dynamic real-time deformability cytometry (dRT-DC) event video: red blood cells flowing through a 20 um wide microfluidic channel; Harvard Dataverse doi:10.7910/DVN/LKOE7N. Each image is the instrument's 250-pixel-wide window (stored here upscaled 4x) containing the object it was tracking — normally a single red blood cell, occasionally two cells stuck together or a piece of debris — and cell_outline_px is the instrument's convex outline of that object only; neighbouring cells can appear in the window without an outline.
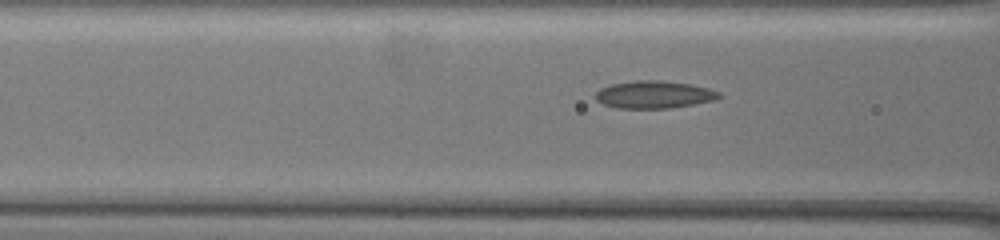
{"species": "common noctule bat (a hibernating species)", "species_latin": "Nyctalus noctula", "temperature_condition": "warm", "stored_images_in_passage": 15, "camera_frame_rate_fps": 3000, "um_per_image_px": 0.085, "animal": {"sex": "female", "body_mass_g": 19.5, "forearm_length_mm": 54.1}, "frame": {"image": 1, "passage_image": 9, "time_ms": 2.667, "image_size_px": [1000, 240], "cell_outline_px": [[724, 96], [716, 100], [668, 108], [616, 108], [604, 104], [596, 100], [596, 92], [600, 88], [612, 84], [632, 80], [660, 80], [692, 84], [708, 88], [720, 92]], "centroid_in_image_um": [55.62, 8.03], "position_along_channel_um": 111.0, "area_um2": 19.88}}
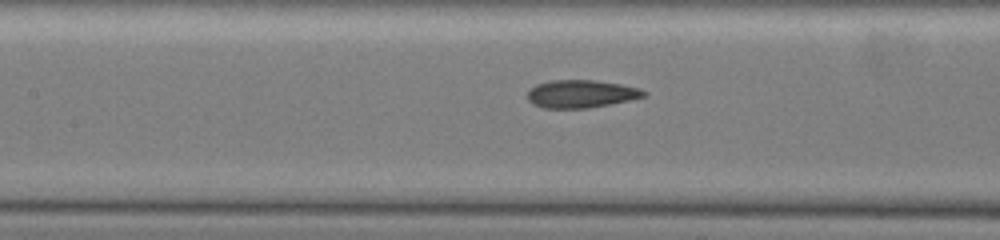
{"frame": {"image": 2, "passage_image": 13, "time_ms": 4.0, "image_size_px": [1000, 240], "cell_outline_px": [[644, 96], [628, 100], [588, 108], [544, 108], [532, 104], [528, 100], [528, 92], [536, 84], [552, 80], [592, 80], [620, 84], [640, 88], [644, 92]], "centroid_in_image_um": [49.34, 7.98], "position_along_channel_um": 158.1, "area_um2": 18.55}}